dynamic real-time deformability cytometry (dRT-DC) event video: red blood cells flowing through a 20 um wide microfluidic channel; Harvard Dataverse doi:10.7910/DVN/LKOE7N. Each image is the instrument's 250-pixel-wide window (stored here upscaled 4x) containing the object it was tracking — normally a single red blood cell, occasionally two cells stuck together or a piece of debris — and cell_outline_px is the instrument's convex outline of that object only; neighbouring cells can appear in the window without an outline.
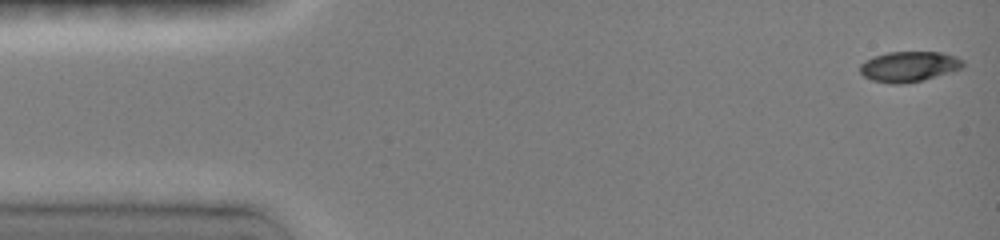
{"species": "common noctule bat (a hibernating species)", "species_latin": "Nyctalus noctula", "temperature_condition": "room temperature", "stored_images_in_passage": 69, "camera_frame_rate_fps": 3000, "um_per_image_px": 0.085, "animal": {"sex": "female", "body_mass_g": 19.0, "forearm_length_mm": 51.5}, "frame": {"image": 1, "passage_image": 1, "time_ms": 0.0, "image_size_px": [1000, 240], "cell_outline_px": [[964, 64], [960, 68], [952, 72], [920, 80], [900, 84], [892, 84], [872, 80], [864, 76], [860, 72], [860, 64], [864, 60], [872, 56], [888, 52], [940, 52], [956, 56], [964, 60]], "centroid_in_image_um": [77.24, 5.64], "position_along_channel_um": 7.8, "area_um2": 18.21}}
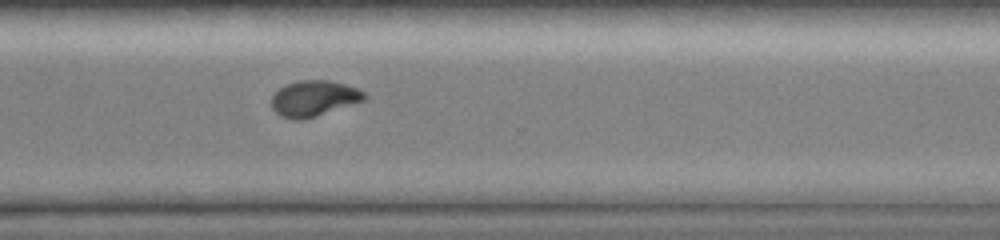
{"frame": {"image": 2, "passage_image": 52, "time_ms": 11.333, "image_size_px": [1000, 240], "cell_outline_px": [[368, 96], [364, 100], [304, 120], [292, 120], [280, 116], [272, 108], [272, 96], [280, 88], [288, 84], [300, 80], [332, 80], [356, 88], [364, 92]], "centroid_in_image_um": [26.67, 8.37], "position_along_channel_um": 343.9, "area_um2": 19.25}}
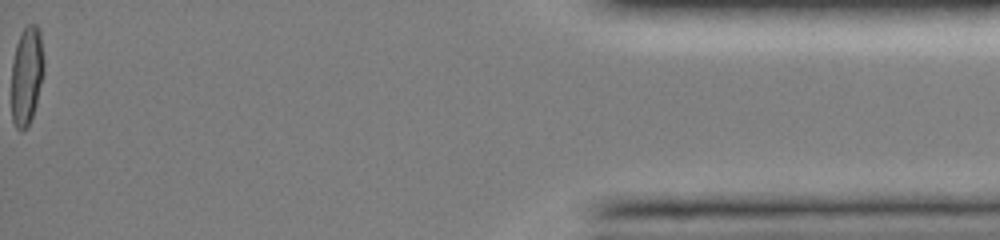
{"frame": {"image": 3, "passage_image": 69, "time_ms": 15.667, "image_size_px": [1000, 240], "cell_outline_px": [[44, 72], [36, 104], [28, 128], [20, 132], [16, 128], [12, 120], [12, 60], [16, 44], [20, 32], [28, 24], [36, 24], [40, 28], [44, 60]], "centroid_in_image_um": [2.27, 6.4], "position_along_channel_um": 432.9, "area_um2": 19.02}, "authors_computed_cell_mechanics": {"area_um2": 19.1896, "velocity_mm_per_s": 4.0215, "shape_relaxation_time_tau1_ms": null, "shape_relaxation_time_tau2_ms": 2.3771, "deformation_change_tau1": null, "deformation_change_tau2": 0.0516}}